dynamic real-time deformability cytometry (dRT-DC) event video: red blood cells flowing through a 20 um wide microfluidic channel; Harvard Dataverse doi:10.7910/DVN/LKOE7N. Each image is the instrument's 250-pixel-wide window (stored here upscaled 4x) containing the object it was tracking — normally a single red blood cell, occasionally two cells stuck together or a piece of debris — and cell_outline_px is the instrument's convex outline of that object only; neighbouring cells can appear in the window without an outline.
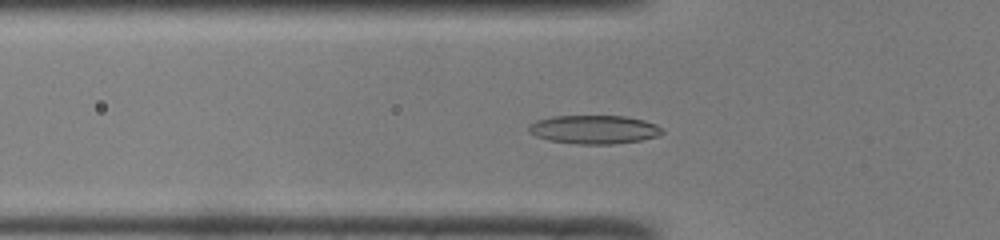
{"species": "common noctule bat (a hibernating species)", "species_latin": "Nyctalus noctula", "temperature_condition": "room temperature", "stored_images_in_passage": 49, "camera_frame_rate_fps": 3000, "um_per_image_px": 0.085, "animal": {"sex": "male", "body_mass_g": 19.0, "forearm_length_mm": 50.8}, "frame": {"image": 1, "passage_image": 15, "time_ms": 4.667, "image_size_px": [1000, 240], "cell_outline_px": [[664, 132], [660, 136], [640, 140], [612, 144], [576, 144], [548, 140], [536, 136], [528, 132], [528, 128], [536, 120], [552, 116], [624, 116], [644, 120], [656, 124]], "centroid_in_image_um": [50.5, 11.01], "position_along_channel_um": 75.3, "area_um2": 22.25}}
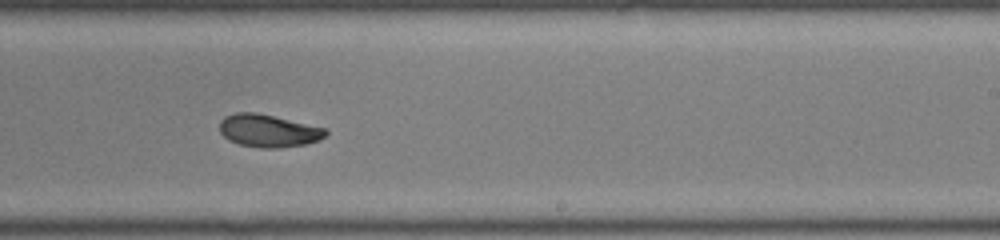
{"frame": {"image": 2, "passage_image": 29, "time_ms": 9.333, "image_size_px": [1000, 240], "cell_outline_px": [[328, 132], [320, 140], [304, 144], [280, 148], [260, 148], [240, 144], [228, 140], [220, 132], [220, 120], [224, 116], [236, 112], [256, 112], [328, 128]], "centroid_in_image_um": [22.82, 11.11], "position_along_channel_um": 266.2, "area_um2": 20.35}}
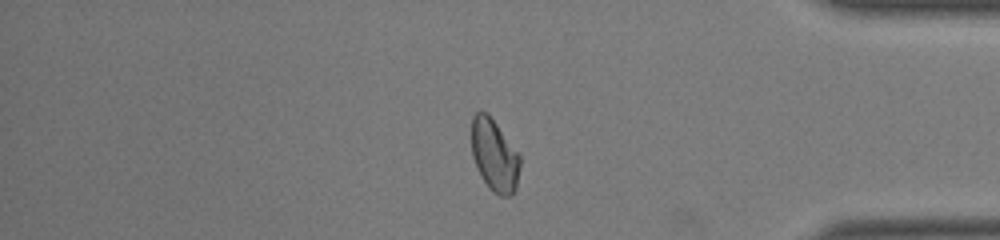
{"frame": {"image": 3, "passage_image": 40, "time_ms": 13.0, "image_size_px": [1000, 240], "cell_outline_px": [[520, 164], [516, 188], [512, 196], [500, 196], [492, 192], [488, 188], [476, 168], [472, 156], [472, 116], [476, 112], [484, 112], [496, 124], [520, 156]], "centroid_in_image_um": [42.01, 13.27], "position_along_channel_um": 393.2, "area_um2": 20.17}, "authors_computed_cell_mechanics": {"area_um2": 20.808, "velocity_mm_per_s": 4.0918, "shape_relaxation_time_tau1_ms": 8.4005, "shape_relaxation_time_tau2_ms": 2.1594, "deformation_change_tau1": 0.2211, "deformation_change_tau2": 0.0581}}